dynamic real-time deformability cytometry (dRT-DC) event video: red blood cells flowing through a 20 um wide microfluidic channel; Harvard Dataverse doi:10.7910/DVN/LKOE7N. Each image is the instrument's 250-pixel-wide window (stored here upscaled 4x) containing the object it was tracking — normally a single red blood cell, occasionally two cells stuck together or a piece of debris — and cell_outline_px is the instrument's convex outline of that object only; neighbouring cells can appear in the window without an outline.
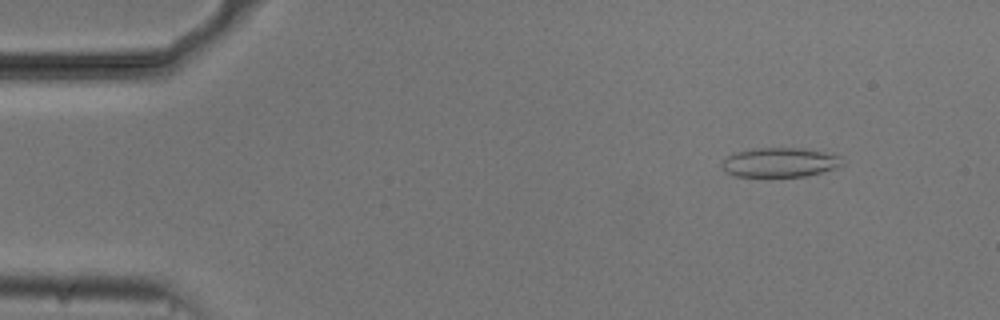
{"species": "common noctule bat (a hibernating species)", "species_latin": "Nyctalus noctula", "temperature_condition": "cold", "stored_images_in_passage": 54, "camera_frame_rate_fps": 3000, "um_per_image_px": 0.085, "animal": {"sex": "male", "body_mass_g": 20.5, "forearm_length_mm": 52.5}, "frame": {"image": 1, "passage_image": 6, "time_ms": 1.667, "image_size_px": [1000, 320], "cell_outline_px": [[840, 164], [832, 168], [820, 172], [804, 176], [736, 176], [728, 172], [720, 164], [728, 156], [736, 152], [756, 148], [804, 148], [824, 152], [840, 156]], "centroid_in_image_um": [66.24, 13.79], "position_along_channel_um": 18.8, "area_um2": 20.06}}
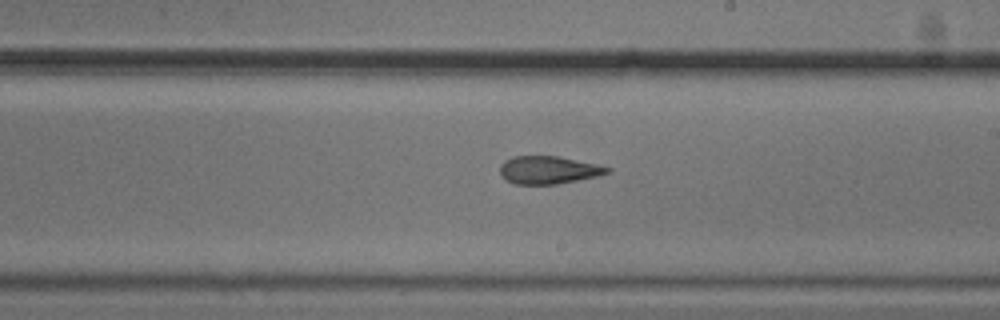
{"frame": {"image": 2, "passage_image": 31, "time_ms": 10.0, "image_size_px": [1000, 320], "cell_outline_px": [[612, 172], [600, 176], [556, 184], [512, 184], [504, 180], [500, 172], [500, 164], [504, 160], [512, 156], [556, 156], [596, 164], [612, 168]], "centroid_in_image_um": [46.61, 14.45], "position_along_channel_um": 242.4, "area_um2": 17.57}}
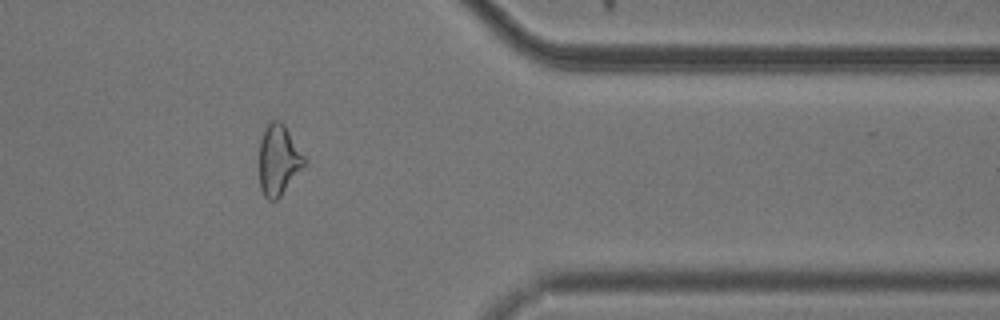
{"frame": {"image": 3, "passage_image": 44, "time_ms": 14.333, "image_size_px": [1000, 320], "cell_outline_px": [[308, 160], [280, 196], [276, 200], [268, 200], [264, 196], [260, 188], [260, 140], [264, 128], [272, 120], [280, 120], [284, 124]], "centroid_in_image_um": [23.68, 13.57], "position_along_channel_um": 387.7, "area_um2": 18.44}, "authors_computed_cell_mechanics": {"area_um2": 19.4786, "velocity_mm_per_s": 3.7333, "shape_relaxation_time_tau1_ms": null, "shape_relaxation_time_tau2_ms": 4.2408, "deformation_change_tau1": null, "deformation_change_tau2": 0.1322}}